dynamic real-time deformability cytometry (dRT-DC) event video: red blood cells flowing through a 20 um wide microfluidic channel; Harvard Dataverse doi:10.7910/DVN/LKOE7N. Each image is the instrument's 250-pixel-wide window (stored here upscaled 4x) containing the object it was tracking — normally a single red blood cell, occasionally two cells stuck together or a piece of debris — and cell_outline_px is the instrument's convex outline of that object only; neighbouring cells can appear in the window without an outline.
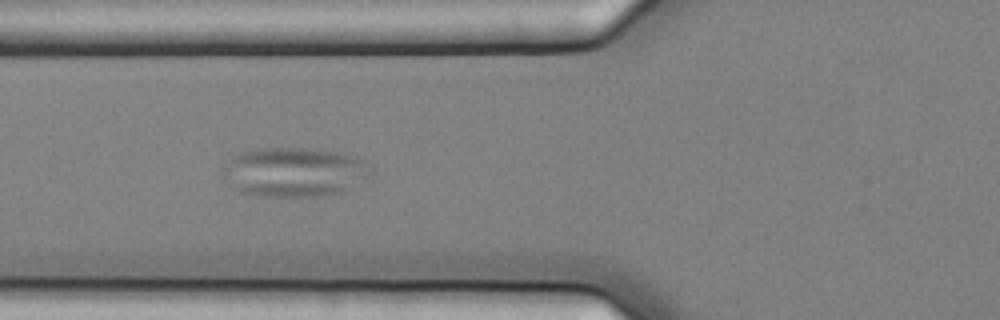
{"species": "common noctule bat (a hibernating species)", "species_latin": "Nyctalus noctula", "temperature_condition": "cold", "stored_images_in_passage": 10, "camera_frame_rate_fps": 3000, "um_per_image_px": 0.085, "animal": {"sex": "female", "body_mass_g": 25.1}, "frame": {"image": 1, "passage_image": 6, "time_ms": 1.667, "image_size_px": [1000, 320], "cell_outline_px": [[372, 168], [364, 176], [348, 188], [340, 192], [312, 196], [260, 196], [240, 192], [220, 172], [220, 168], [240, 152], [256, 148], [308, 148], [340, 152], [356, 156], [364, 160]], "centroid_in_image_um": [24.95, 14.59], "position_along_channel_um": 100.8, "area_um2": 42.02}}
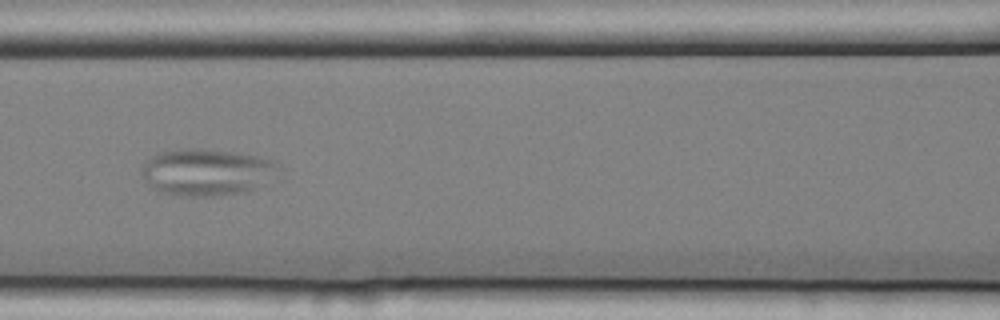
{"frame": {"image": 2, "passage_image": 7, "time_ms": 2.0, "image_size_px": [1000, 320], "cell_outline_px": [[280, 168], [252, 188], [236, 192], [212, 196], [184, 196], [160, 192], [152, 188], [140, 172], [144, 164], [156, 152], [188, 148], [200, 148], [236, 152], [256, 156], [272, 160], [280, 164]], "centroid_in_image_um": [17.47, 14.6], "position_along_channel_um": 149.1, "area_um2": 36.53}}